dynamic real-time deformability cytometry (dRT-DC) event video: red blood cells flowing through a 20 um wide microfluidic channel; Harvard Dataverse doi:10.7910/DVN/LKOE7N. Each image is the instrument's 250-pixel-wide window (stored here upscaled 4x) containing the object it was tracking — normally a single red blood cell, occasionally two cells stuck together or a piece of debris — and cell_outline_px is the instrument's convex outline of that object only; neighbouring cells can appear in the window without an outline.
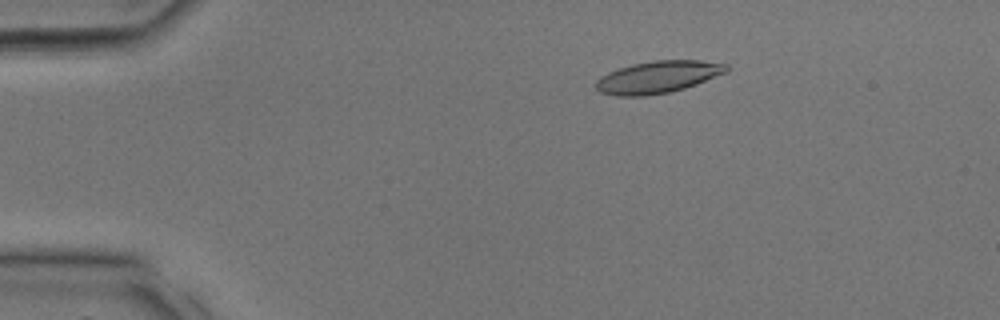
{"species": "common noctule bat (a hibernating species)", "species_latin": "Nyctalus noctula", "temperature_condition": "room temperature", "stored_images_in_passage": 22, "camera_frame_rate_fps": 3000, "um_per_image_px": 0.085, "animal": {"sex": "male", "body_mass_g": 17.9, "forearm_length_mm": 54.2}, "frame": {"image": 1, "passage_image": 6, "time_ms": 1.667, "image_size_px": [1000, 320], "cell_outline_px": [[728, 72], [696, 84], [684, 88], [668, 92], [644, 96], [616, 96], [600, 92], [596, 88], [596, 80], [600, 76], [608, 72], [632, 64], [652, 60], [700, 60], [728, 64]], "centroid_in_image_um": [55.92, 6.54], "position_along_channel_um": 29.1, "area_um2": 24.45}}
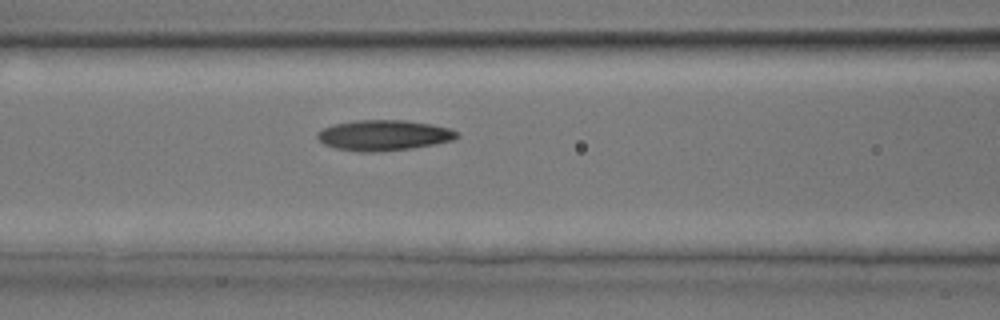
{"frame": {"image": 2, "passage_image": 14, "time_ms": 4.333, "image_size_px": [1000, 320], "cell_outline_px": [[460, 136], [452, 140], [412, 148], [376, 152], [360, 152], [336, 148], [324, 144], [316, 136], [316, 132], [332, 124], [356, 120], [404, 120], [432, 124], [448, 128], [456, 132]], "centroid_in_image_um": [32.58, 11.49], "position_along_channel_um": 134.0, "area_um2": 24.74}}
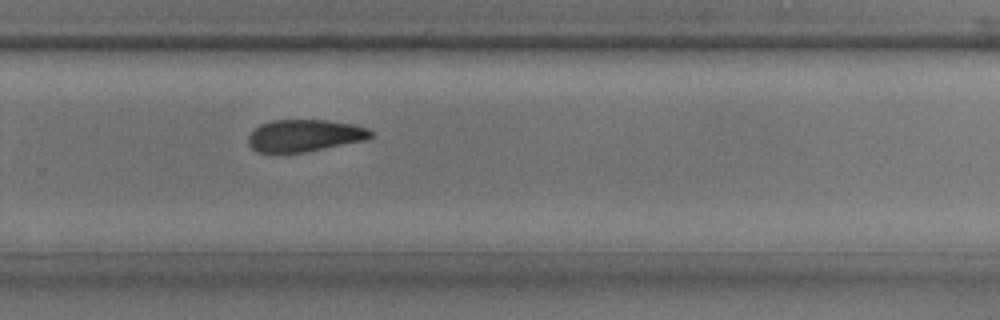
{"frame": {"image": 3, "passage_image": 22, "time_ms": 7.0, "image_size_px": [1000, 320], "cell_outline_px": [[372, 136], [368, 140], [304, 152], [256, 152], [248, 144], [248, 136], [260, 124], [272, 120], [324, 120], [352, 124], [368, 128], [372, 132]], "centroid_in_image_um": [25.9, 11.52], "position_along_channel_um": 303.9, "area_um2": 22.83}}